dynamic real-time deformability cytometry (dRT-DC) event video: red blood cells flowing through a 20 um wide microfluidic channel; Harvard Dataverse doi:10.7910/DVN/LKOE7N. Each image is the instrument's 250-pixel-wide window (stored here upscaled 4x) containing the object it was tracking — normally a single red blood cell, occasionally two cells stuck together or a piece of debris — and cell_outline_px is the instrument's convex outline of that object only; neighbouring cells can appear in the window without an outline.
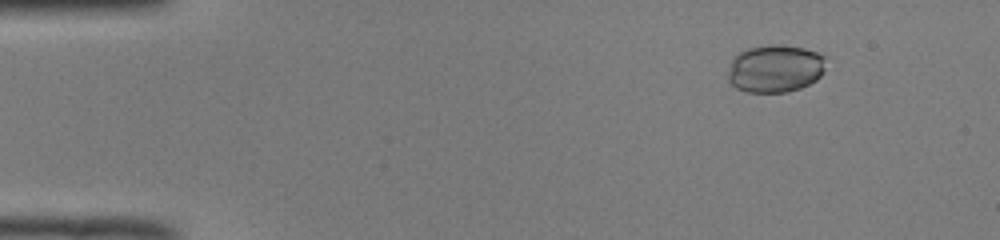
{"species": "common noctule bat (a hibernating species)", "species_latin": "Nyctalus noctula", "temperature_condition": "room temperature", "stored_images_in_passage": 47, "segment_of_instrument_passage": [1, 2], "camera_frame_rate_fps": 3000, "um_per_image_px": 0.085, "animal": {"sex": "male", "body_mass_g": 19.0, "forearm_length_mm": 50.8}, "frame": {"image": 1, "passage_image": 1, "time_ms": 0.0, "image_size_px": [1000, 240], "cell_outline_px": [[824, 72], [816, 80], [800, 88], [788, 92], [748, 92], [736, 88], [728, 80], [728, 72], [732, 60], [740, 52], [748, 48], [768, 44], [780, 44], [804, 48], [816, 52], [824, 56]], "centroid_in_image_um": [65.88, 5.82], "position_along_channel_um": 19.1, "area_um2": 27.22}}
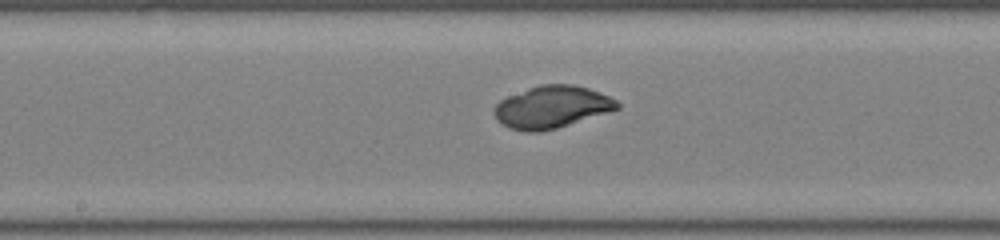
{"frame": {"image": 2, "passage_image": 22, "time_ms": 7.0, "image_size_px": [1000, 240], "cell_outline_px": [[620, 108], [556, 128], [540, 132], [528, 132], [508, 128], [496, 116], [496, 104], [500, 100], [508, 96], [528, 88], [540, 84], [572, 84], [588, 88], [600, 92], [616, 100], [620, 104]], "centroid_in_image_um": [46.92, 9.08], "position_along_channel_um": 201.3, "area_um2": 29.82}}
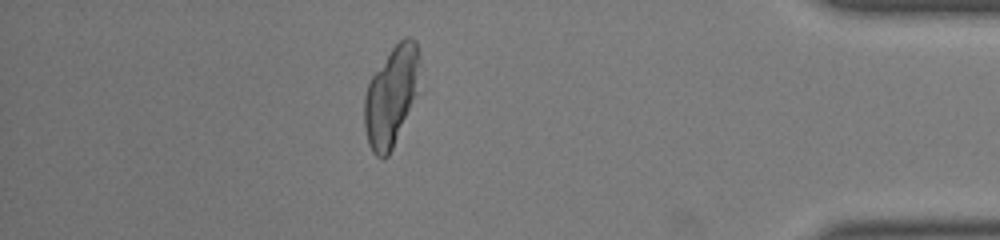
{"frame": {"image": 3, "passage_image": 40, "time_ms": 13.0, "image_size_px": [1000, 240], "cell_outline_px": [[420, 64], [412, 96], [408, 108], [392, 148], [388, 156], [384, 160], [380, 160], [372, 152], [368, 144], [364, 124], [364, 96], [368, 84], [372, 76], [392, 48], [404, 36], [412, 36], [416, 40], [420, 52]], "centroid_in_image_um": [33.2, 8.14], "position_along_channel_um": 402.0, "area_um2": 31.1}}